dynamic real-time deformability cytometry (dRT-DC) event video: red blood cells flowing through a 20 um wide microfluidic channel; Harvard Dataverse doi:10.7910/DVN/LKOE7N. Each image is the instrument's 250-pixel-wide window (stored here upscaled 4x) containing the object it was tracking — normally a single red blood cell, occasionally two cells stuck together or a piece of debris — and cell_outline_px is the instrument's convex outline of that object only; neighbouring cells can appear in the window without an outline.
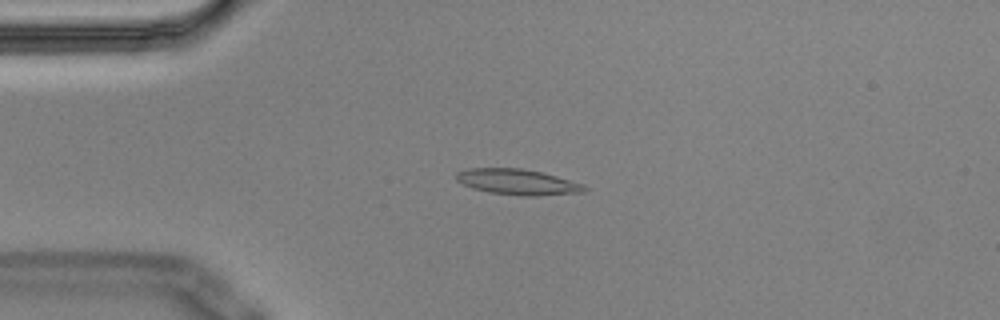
{"species": "Egyptian fruit bat (a non-hibernating species)", "species_latin": "Rousettus aegyptiacus", "temperature_condition": "cold", "stored_images_in_passage": 4, "camera_frame_rate_fps": 3000, "um_per_image_px": 0.085, "animal": {"sex": "male"}, "frame": {"image": 1, "passage_image": 4, "time_ms": 1.0, "image_size_px": [1000, 320], "cell_outline_px": [[588, 188], [584, 192], [536, 196], [524, 196], [488, 192], [472, 188], [456, 180], [456, 172], [468, 168], [520, 168], [540, 172], [556, 176], [584, 184]], "centroid_in_image_um": [43.99, 15.47], "position_along_channel_um": 41.0, "area_um2": 19.13}}